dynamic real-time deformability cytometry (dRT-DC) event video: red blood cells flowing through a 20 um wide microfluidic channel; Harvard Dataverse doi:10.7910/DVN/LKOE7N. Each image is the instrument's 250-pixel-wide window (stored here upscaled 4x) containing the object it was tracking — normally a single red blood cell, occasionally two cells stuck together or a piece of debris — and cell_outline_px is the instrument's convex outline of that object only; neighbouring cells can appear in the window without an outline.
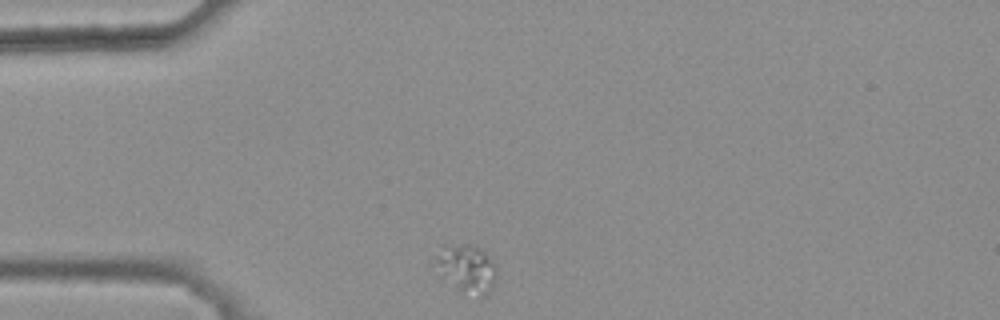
{"species": "common noctule bat (a hibernating species)", "species_latin": "Nyctalus noctula", "temperature_condition": "warm", "stored_images_in_passage": 32, "camera_frame_rate_fps": 3000, "um_per_image_px": 0.085, "animal": {"sex": "female", "body_mass_g": 25.1}, "frame": {"image": 1, "passage_image": 1, "time_ms": 0.0, "image_size_px": [1000, 320], "cell_outline_px": [[496, 280], [492, 288], [484, 296], [460, 292], [436, 260], [436, 256], [440, 244], [468, 244], [484, 248], [496, 264]], "centroid_in_image_um": [39.78, 22.75], "position_along_channel_um": 45.2, "area_um2": 16.7}}
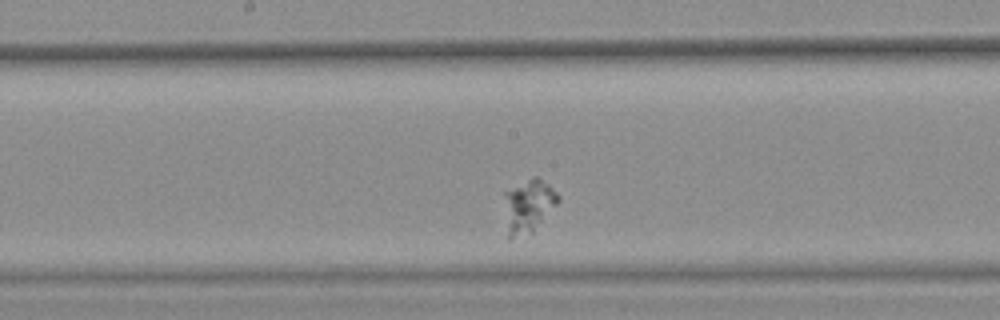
{"frame": {"image": 2, "passage_image": 16, "time_ms": 5.0, "image_size_px": [1000, 320], "cell_outline_px": [[560, 200], [532, 232], [508, 240], [504, 192], [532, 176], [536, 176], [548, 184], [560, 196]], "centroid_in_image_um": [44.91, 17.49], "position_along_channel_um": 203.3, "area_um2": 16.47}}
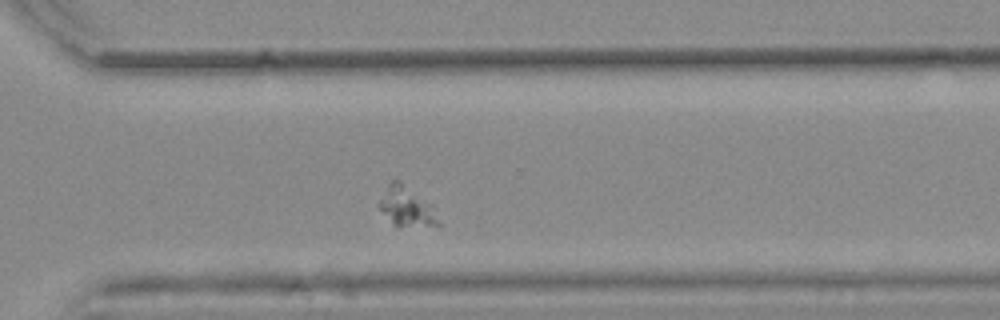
{"frame": {"image": 3, "passage_image": 27, "time_ms": 8.667, "image_size_px": [1000, 320], "cell_outline_px": [[440, 224], [396, 224], [376, 204], [392, 180], [400, 180], [428, 208]], "centroid_in_image_um": [34.39, 17.5], "position_along_channel_um": 336.2, "area_um2": 11.56}}